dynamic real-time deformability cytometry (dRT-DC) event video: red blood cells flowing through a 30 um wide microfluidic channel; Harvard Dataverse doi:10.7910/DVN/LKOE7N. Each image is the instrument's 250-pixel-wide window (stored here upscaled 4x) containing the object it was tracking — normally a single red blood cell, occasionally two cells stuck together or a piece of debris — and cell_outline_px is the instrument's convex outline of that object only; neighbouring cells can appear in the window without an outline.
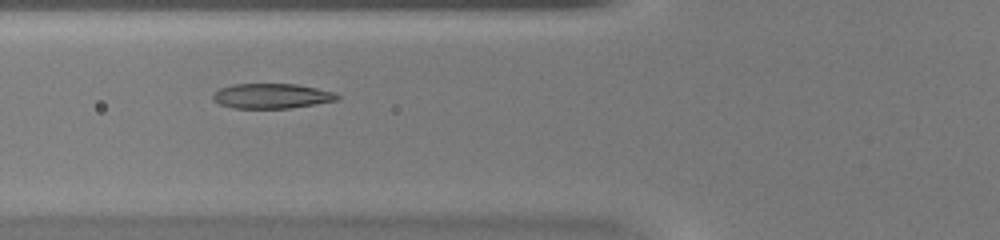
{"species": "common noctule bat (a hibernating species)", "species_latin": "Nyctalus noctula", "temperature_condition": "warm", "stored_images_in_passage": 43, "camera_frame_rate_fps": 3000, "um_per_image_px": 0.085, "animal": {"sex": "female", "body_mass_g": 20.0, "forearm_length_mm": 54.0}, "frame": {"image": 1, "passage_image": 13, "time_ms": 4.0, "image_size_px": [1000, 240], "cell_outline_px": [[340, 100], [292, 108], [232, 108], [220, 104], [212, 100], [212, 96], [220, 88], [232, 84], [296, 84], [336, 92], [340, 96]], "centroid_in_image_um": [23.13, 8.16], "position_along_channel_um": 102.7, "area_um2": 18.21}}
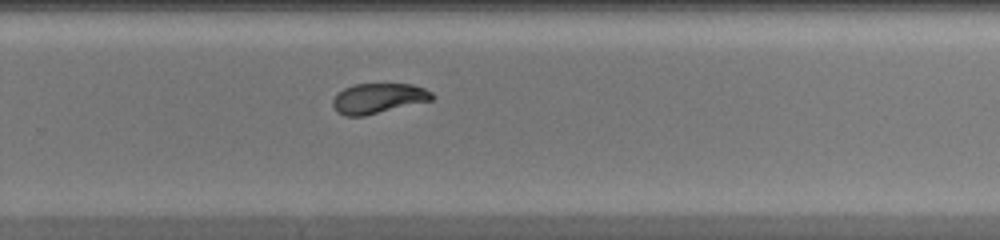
{"frame": {"image": 2, "passage_image": 27, "time_ms": 8.667, "image_size_px": [1000, 240], "cell_outline_px": [[432, 100], [364, 116], [344, 116], [336, 112], [332, 104], [332, 100], [344, 88], [356, 84], [412, 84], [424, 88], [432, 92]], "centroid_in_image_um": [32.13, 8.36], "position_along_channel_um": 297.7, "area_um2": 17.28}}
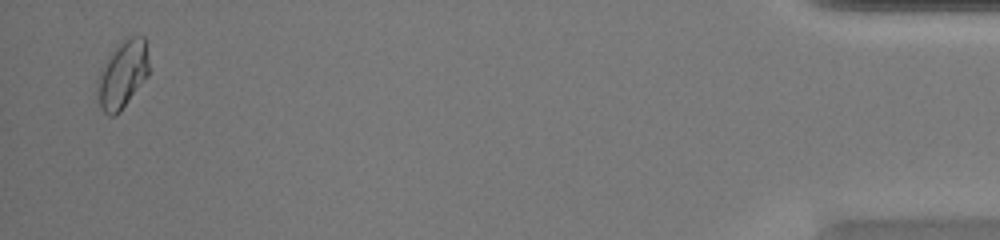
{"frame": {"image": 3, "passage_image": 42, "time_ms": 13.667, "image_size_px": [1000, 240], "cell_outline_px": [[148, 76], [120, 112], [112, 116], [108, 116], [104, 112], [100, 104], [96, 92], [96, 80], [104, 64], [120, 44], [124, 40], [132, 36], [144, 36], [148, 60]], "centroid_in_image_um": [10.41, 6.38], "position_along_channel_um": 424.8, "area_um2": 19.88}, "authors_computed_cell_mechanics": {"area_um2": 18.2648, "velocity_mm_per_s": 4.1811, "shape_relaxation_time_tau1_ms": 5.6135, "shape_relaxation_time_tau2_ms": 1.4043, "deformation_change_tau1": 0.1815, "deformation_change_tau2": 0.0415}}